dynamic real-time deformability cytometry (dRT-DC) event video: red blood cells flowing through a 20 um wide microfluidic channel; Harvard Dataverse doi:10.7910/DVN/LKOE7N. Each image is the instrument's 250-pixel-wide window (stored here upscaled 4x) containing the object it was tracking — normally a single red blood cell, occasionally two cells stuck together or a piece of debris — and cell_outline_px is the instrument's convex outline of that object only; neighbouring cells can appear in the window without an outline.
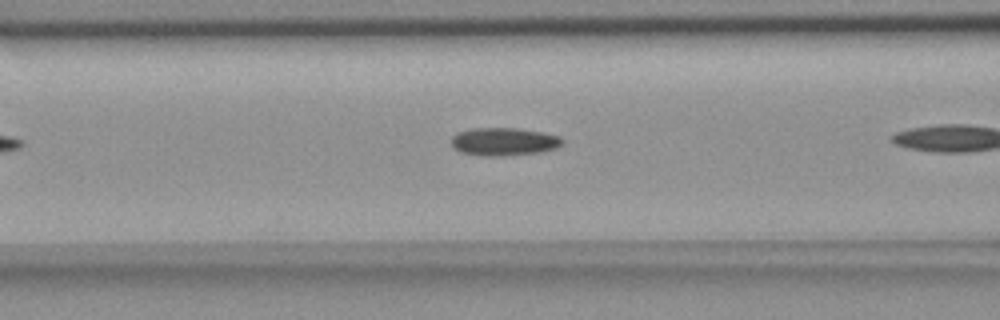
{"species": "common noctule bat (a hibernating species)", "species_latin": "Nyctalus noctula", "temperature_condition": "room temperature", "stored_images_in_passage": 5, "camera_frame_rate_fps": 3000, "um_per_image_px": 0.085, "animal": {"sex": "female", "body_mass_g": 18.4}, "frame": {"image": 1, "passage_image": 4, "time_ms": 1.0, "image_size_px": [1000, 320], "cell_outline_px": [[564, 140], [556, 148], [540, 152], [500, 156], [484, 156], [460, 152], [452, 148], [452, 136], [456, 132], [472, 128], [516, 128], [544, 132], [560, 136]], "centroid_in_image_um": [42.8, 12.03], "position_along_channel_um": 123.8, "area_um2": 18.21}}